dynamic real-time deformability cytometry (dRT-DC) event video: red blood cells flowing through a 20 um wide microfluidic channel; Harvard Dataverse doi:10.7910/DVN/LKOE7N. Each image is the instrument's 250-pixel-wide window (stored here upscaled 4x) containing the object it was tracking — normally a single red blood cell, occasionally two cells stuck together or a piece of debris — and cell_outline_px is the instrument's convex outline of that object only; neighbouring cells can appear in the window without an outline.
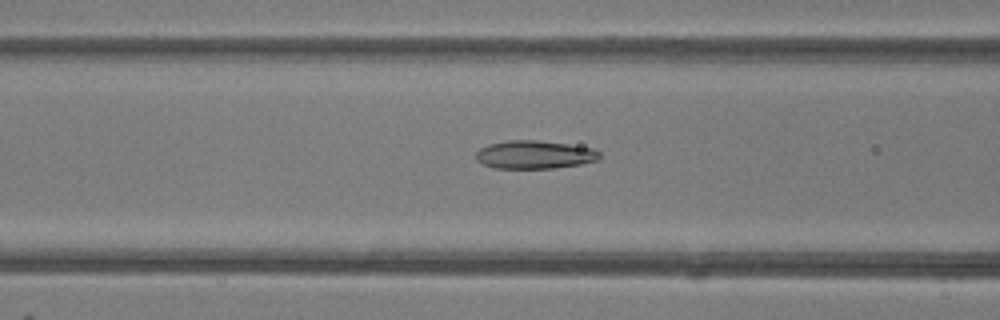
{"species": "common noctule bat (a hibernating species)", "species_latin": "Nyctalus noctula", "temperature_condition": "room temperature", "stored_images_in_passage": 41, "camera_frame_rate_fps": 3000, "um_per_image_px": 0.085, "animal": {"sex": "female"}, "frame": {"image": 1, "passage_image": 20, "time_ms": 6.333, "image_size_px": [1000, 320], "cell_outline_px": [[600, 160], [580, 164], [552, 168], [492, 168], [476, 160], [476, 152], [480, 148], [488, 144], [504, 140], [536, 140], [568, 144], [592, 148], [600, 152]], "centroid_in_image_um": [45.42, 13.14], "position_along_channel_um": 121.2, "area_um2": 20.4}}
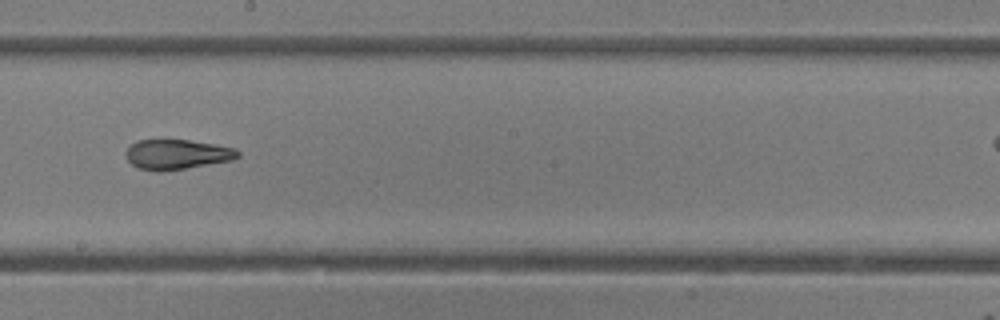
{"frame": {"image": 2, "passage_image": 28, "time_ms": 9.0, "image_size_px": [1000, 320], "cell_outline_px": [[240, 156], [232, 160], [184, 168], [156, 172], [140, 168], [132, 164], [128, 160], [124, 152], [136, 140], [164, 136], [216, 144], [236, 148], [240, 152]], "centroid_in_image_um": [15.01, 13.06], "position_along_channel_um": 233.2, "area_um2": 20.23}}
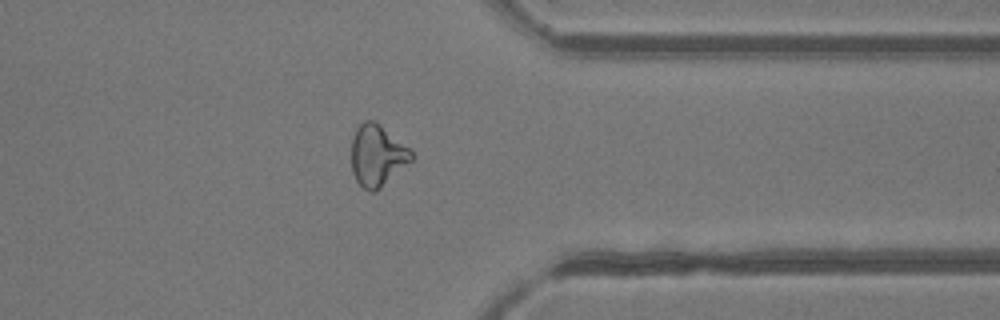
{"frame": {"image": 3, "passage_image": 39, "time_ms": 12.667, "image_size_px": [1000, 320], "cell_outline_px": [[412, 160], [376, 192], [368, 192], [356, 180], [352, 172], [352, 136], [356, 128], [364, 120], [372, 120], [380, 124], [412, 148]], "centroid_in_image_um": [32.07, 13.2], "position_along_channel_um": 379.3, "area_um2": 21.68}}